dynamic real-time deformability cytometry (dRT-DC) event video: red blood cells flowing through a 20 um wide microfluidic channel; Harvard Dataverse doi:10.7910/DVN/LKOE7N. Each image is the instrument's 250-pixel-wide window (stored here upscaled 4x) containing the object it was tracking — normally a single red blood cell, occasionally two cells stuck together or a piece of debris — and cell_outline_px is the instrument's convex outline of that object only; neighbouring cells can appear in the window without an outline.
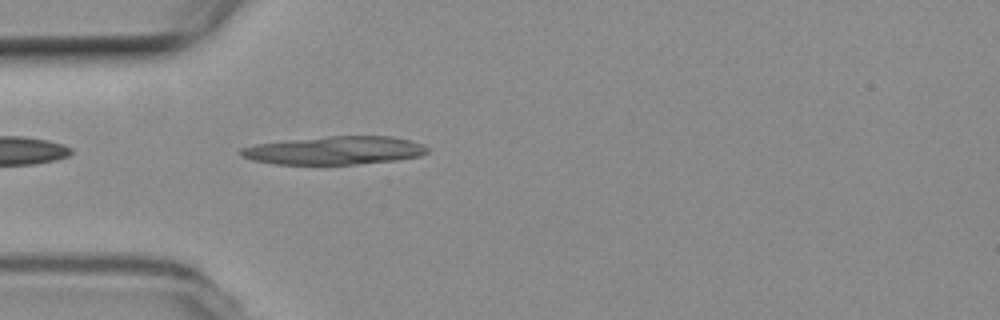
{"species": "common noctule bat (a hibernating species)", "species_latin": "Nyctalus noctula", "temperature_condition": "room temperature", "stored_images_in_passage": 24, "camera_frame_rate_fps": 3000, "um_per_image_px": 0.085, "animal": {"sex": "female", "body_mass_g": 19.3, "forearm_length_mm": 54.1}, "frame": {"image": 1, "passage_image": 1, "time_ms": 0.0, "image_size_px": [1000, 320], "cell_outline_px": [[428, 152], [420, 156], [396, 160], [356, 164], [276, 164], [252, 160], [240, 156], [236, 152], [240, 148], [256, 144], [288, 140], [328, 136], [392, 136], [424, 144], [428, 148]], "centroid_in_image_um": [28.42, 12.78], "position_along_channel_um": 56.6, "area_um2": 30.75}}